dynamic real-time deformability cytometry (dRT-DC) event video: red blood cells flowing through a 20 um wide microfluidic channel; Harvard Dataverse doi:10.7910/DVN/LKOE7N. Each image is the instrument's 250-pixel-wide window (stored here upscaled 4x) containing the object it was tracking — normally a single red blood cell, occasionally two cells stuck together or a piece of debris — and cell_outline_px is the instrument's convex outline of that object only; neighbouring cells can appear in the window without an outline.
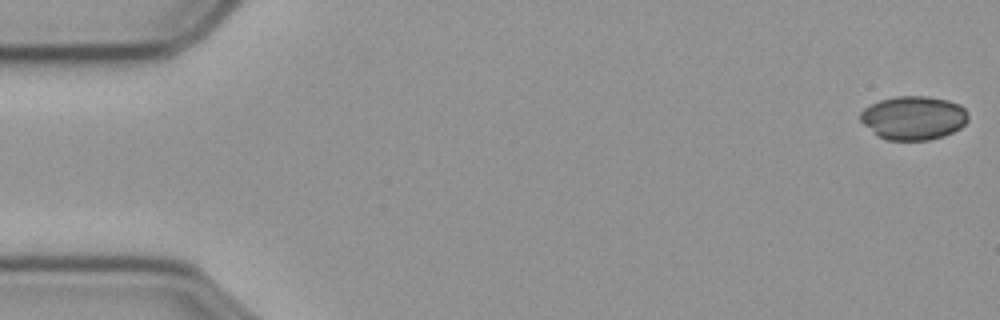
{"species": "common noctule bat (a hibernating species)", "species_latin": "Nyctalus noctula", "temperature_condition": "cold", "stored_images_in_passage": 57, "camera_frame_rate_fps": 3000, "um_per_image_px": 0.085, "animal": {"sex": "male", "body_mass_g": 23.1, "forearm_length_mm": 52.7}, "frame": {"image": 1, "passage_image": 1, "time_ms": 0.0, "image_size_px": [1000, 320], "cell_outline_px": [[968, 120], [960, 128], [952, 132], [928, 140], [888, 140], [880, 136], [864, 124], [860, 120], [860, 112], [864, 108], [880, 100], [896, 96], [924, 96], [948, 100], [960, 104], [964, 108], [968, 116]], "centroid_in_image_um": [77.66, 10.0], "position_along_channel_um": 7.3, "area_um2": 27.17}}
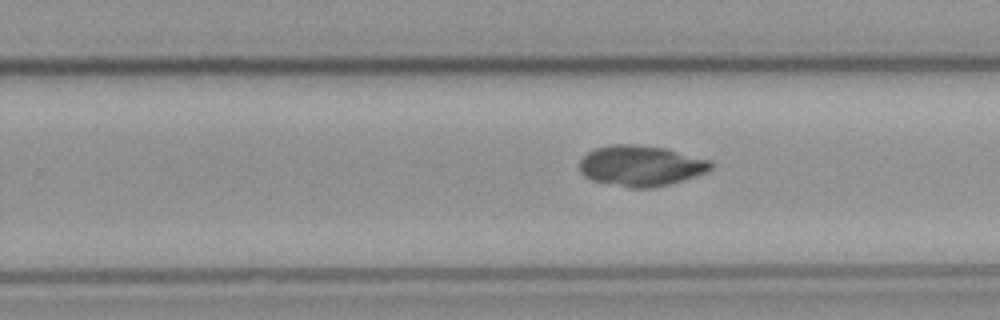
{"frame": {"image": 2, "passage_image": 35, "time_ms": 11.333, "image_size_px": [1000, 320], "cell_outline_px": [[712, 168], [708, 172], [668, 184], [652, 188], [632, 188], [592, 180], [584, 176], [580, 172], [580, 160], [592, 148], [612, 144], [636, 144], [668, 148], [712, 160]], "centroid_in_image_um": [54.49, 14.07], "position_along_channel_um": 275.3, "area_um2": 31.39}}
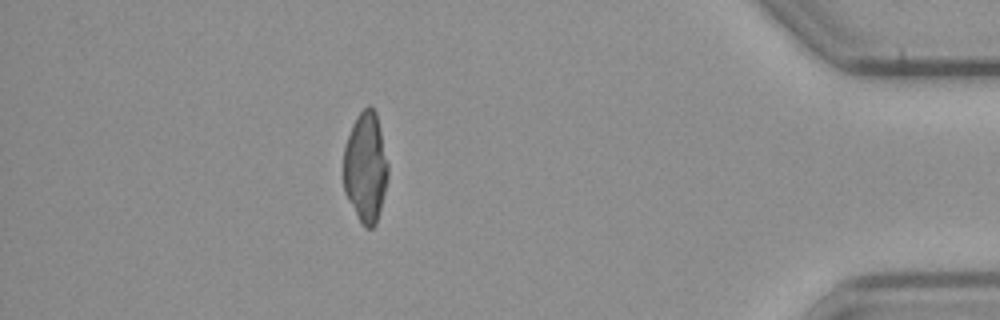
{"frame": {"image": 3, "passage_image": 50, "time_ms": 16.333, "image_size_px": [1000, 320], "cell_outline_px": [[388, 176], [376, 224], [372, 228], [364, 228], [360, 224], [344, 192], [344, 148], [352, 124], [356, 116], [368, 104], [376, 112], [380, 128], [388, 164]], "centroid_in_image_um": [31.06, 14.24], "position_along_channel_um": 404.1, "area_um2": 28.61}}